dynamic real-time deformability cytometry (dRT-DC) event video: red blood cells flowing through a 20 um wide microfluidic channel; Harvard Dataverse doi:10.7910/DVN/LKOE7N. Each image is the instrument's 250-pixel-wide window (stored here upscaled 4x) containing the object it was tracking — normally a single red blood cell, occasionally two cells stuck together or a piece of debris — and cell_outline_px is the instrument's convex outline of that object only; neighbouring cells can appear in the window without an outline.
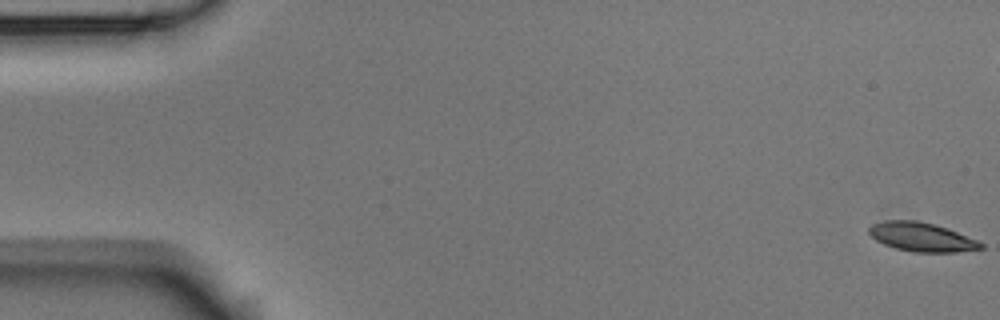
{"species": "Egyptian fruit bat (a non-hibernating species)", "species_latin": "Rousettus aegyptiacus", "temperature_condition": "room temperature", "stored_images_in_passage": 6, "camera_frame_rate_fps": 3000, "um_per_image_px": 0.085, "animal": {"sex": "male"}, "frame": {"image": 1, "passage_image": 1, "time_ms": 0.0, "image_size_px": [1000, 320], "cell_outline_px": [[984, 248], [956, 252], [912, 252], [896, 248], [884, 244], [876, 240], [868, 232], [868, 228], [872, 224], [884, 220], [916, 220], [932, 224], [956, 232], [976, 240], [984, 244]], "centroid_in_image_um": [78.3, 20.15], "position_along_channel_um": 6.7, "area_um2": 18.61}}